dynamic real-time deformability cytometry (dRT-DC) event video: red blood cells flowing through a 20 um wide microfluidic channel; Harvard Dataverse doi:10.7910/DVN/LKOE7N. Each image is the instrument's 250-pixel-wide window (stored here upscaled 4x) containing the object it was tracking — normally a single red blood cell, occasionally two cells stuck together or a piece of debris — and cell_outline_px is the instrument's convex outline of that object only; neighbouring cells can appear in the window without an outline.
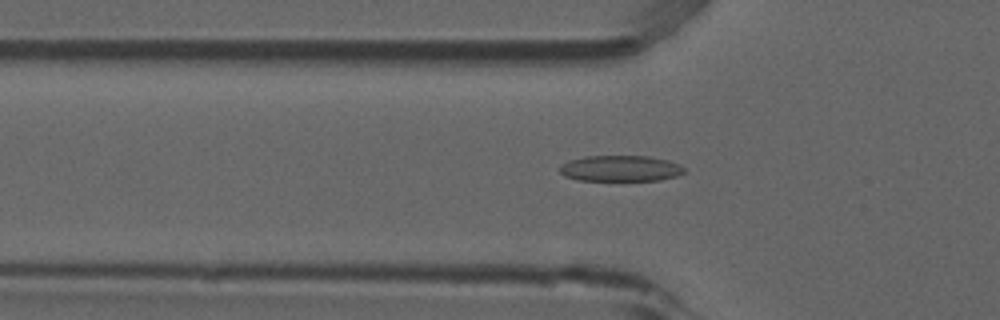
{"species": "common noctule bat (a hibernating species)", "species_latin": "Nyctalus noctula", "temperature_condition": "room temperature", "stored_images_in_passage": 53, "camera_frame_rate_fps": 3000, "um_per_image_px": 0.085, "animal": {"sex": "male", "forearm_length_mm": 52.5}, "frame": {"image": 1, "passage_image": 17, "time_ms": 5.333, "image_size_px": [1000, 320], "cell_outline_px": [[684, 172], [676, 176], [660, 180], [576, 180], [564, 176], [560, 172], [560, 168], [568, 160], [584, 156], [648, 156], [668, 160], [680, 164], [684, 168]], "centroid_in_image_um": [52.74, 14.31], "position_along_channel_um": 73.1, "area_um2": 18.79}}
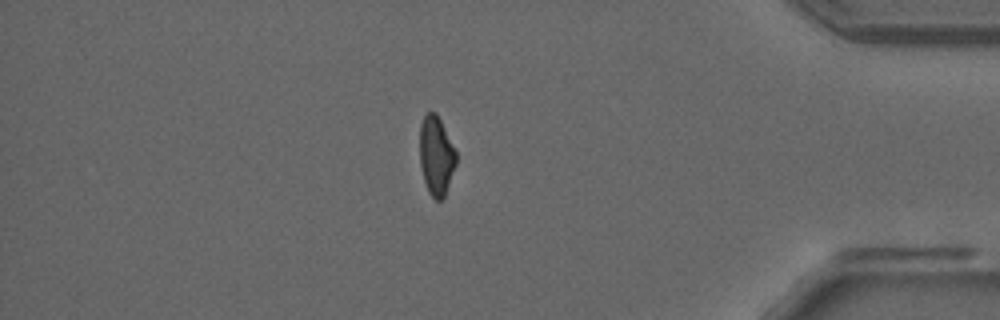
{"frame": {"image": 2, "passage_image": 45, "time_ms": 14.667, "image_size_px": [1000, 320], "cell_outline_px": [[456, 164], [444, 196], [440, 200], [436, 200], [428, 192], [424, 180], [420, 164], [420, 124], [424, 116], [428, 112], [436, 112], [456, 152]], "centroid_in_image_um": [37.06, 13.23], "position_along_channel_um": 398.1, "area_um2": 16.47}}
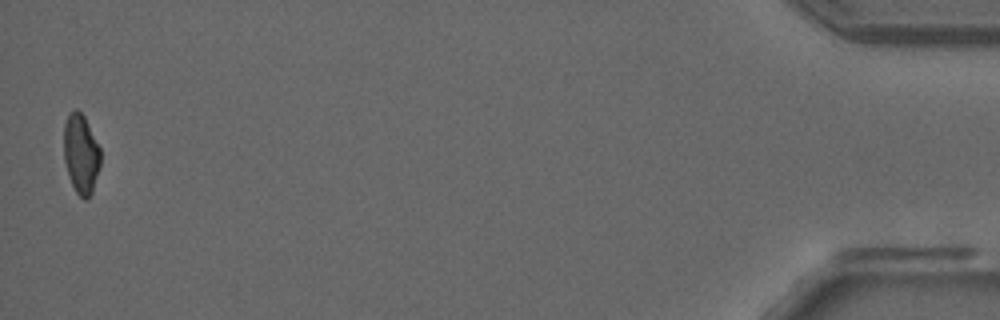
{"frame": {"image": 3, "passage_image": 52, "time_ms": 17.0, "image_size_px": [1000, 320], "cell_outline_px": [[100, 164], [92, 192], [88, 200], [84, 200], [76, 192], [72, 184], [64, 160], [64, 124], [68, 112], [76, 108], [84, 116], [100, 148]], "centroid_in_image_um": [6.87, 13.06], "position_along_channel_um": 428.3, "area_um2": 16.94}, "authors_computed_cell_mechanics": {"area_um2": 18.207, "velocity_mm_per_s": 3.8596, "shape_relaxation_time_tau1_ms": 8.4249, "shape_relaxation_time_tau2_ms": 2.1386, "deformation_change_tau1": 0.2053, "deformation_change_tau2": 0.09}}